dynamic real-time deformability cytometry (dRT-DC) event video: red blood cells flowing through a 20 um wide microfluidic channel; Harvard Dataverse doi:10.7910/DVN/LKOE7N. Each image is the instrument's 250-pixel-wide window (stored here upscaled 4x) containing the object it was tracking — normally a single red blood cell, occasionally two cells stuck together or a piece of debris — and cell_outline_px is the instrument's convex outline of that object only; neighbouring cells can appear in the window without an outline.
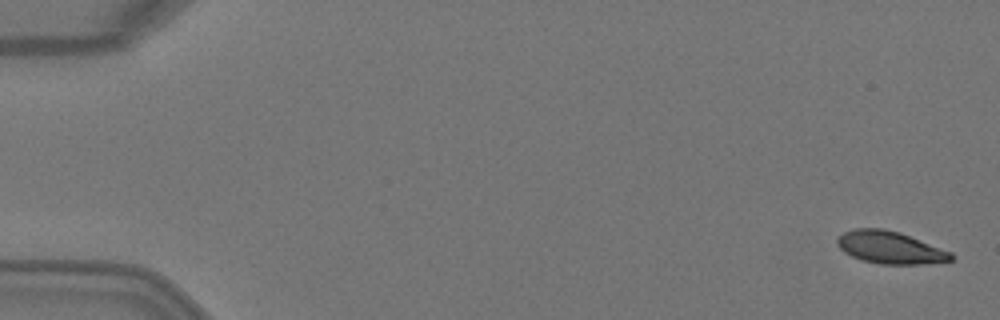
{"species": "Egyptian fruit bat (a non-hibernating species)", "species_latin": "Rousettus aegyptiacus", "temperature_condition": "warm", "stored_images_in_passage": 5, "camera_frame_rate_fps": 3000, "um_per_image_px": 0.085, "animal": {"sex": "female"}, "frame": {"image": 1, "passage_image": 1, "time_ms": 0.0, "image_size_px": [1000, 320], "cell_outline_px": [[956, 256], [952, 260], [920, 264], [880, 264], [860, 260], [844, 252], [836, 244], [836, 240], [844, 232], [856, 228], [884, 228], [900, 232], [952, 252]], "centroid_in_image_um": [75.66, 21.03], "position_along_channel_um": 9.3, "area_um2": 21.56}}
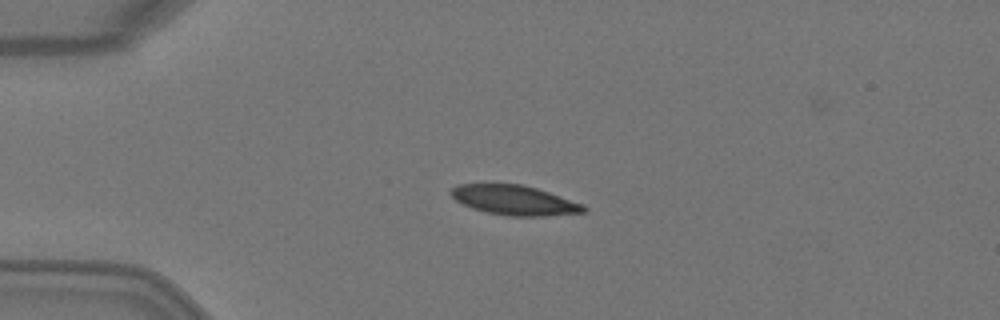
{"frame": {"image": 2, "passage_image": 3, "time_ms": 0.667, "image_size_px": [1000, 320], "cell_outline_px": [[588, 208], [584, 212], [544, 216], [508, 216], [488, 212], [472, 208], [456, 200], [448, 192], [452, 188], [460, 184], [520, 184], [536, 188], [584, 204]], "centroid_in_image_um": [43.73, 17.02], "position_along_channel_um": 41.3, "area_um2": 22.77}}